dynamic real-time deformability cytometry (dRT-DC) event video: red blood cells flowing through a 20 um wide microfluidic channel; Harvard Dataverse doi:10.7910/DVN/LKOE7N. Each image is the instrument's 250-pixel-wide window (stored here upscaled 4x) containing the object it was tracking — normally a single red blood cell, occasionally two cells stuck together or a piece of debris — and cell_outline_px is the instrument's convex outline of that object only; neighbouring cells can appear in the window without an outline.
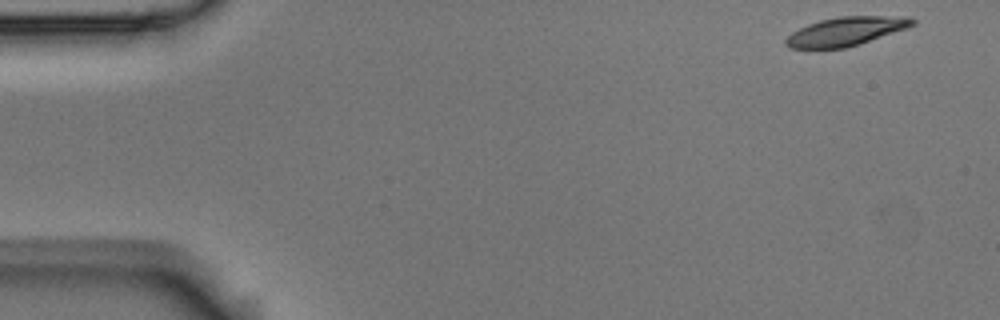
{"species": "Egyptian fruit bat (a non-hibernating species)", "species_latin": "Rousettus aegyptiacus", "temperature_condition": "room temperature", "stored_images_in_passage": 5, "segment_of_instrument_passage": [2, 2], "camera_frame_rate_fps": 3000, "um_per_image_px": 0.085, "animal": {"sex": "male"}, "frame": {"image": 1, "passage_image": 5, "time_ms": 1.333, "image_size_px": [1000, 320], "cell_outline_px": [[916, 24], [908, 28], [844, 48], [788, 48], [784, 44], [784, 40], [792, 32], [808, 24], [820, 20], [840, 16], [908, 16], [916, 20]], "centroid_in_image_um": [71.91, 2.65], "position_along_channel_um": 13.1, "area_um2": 21.1}}